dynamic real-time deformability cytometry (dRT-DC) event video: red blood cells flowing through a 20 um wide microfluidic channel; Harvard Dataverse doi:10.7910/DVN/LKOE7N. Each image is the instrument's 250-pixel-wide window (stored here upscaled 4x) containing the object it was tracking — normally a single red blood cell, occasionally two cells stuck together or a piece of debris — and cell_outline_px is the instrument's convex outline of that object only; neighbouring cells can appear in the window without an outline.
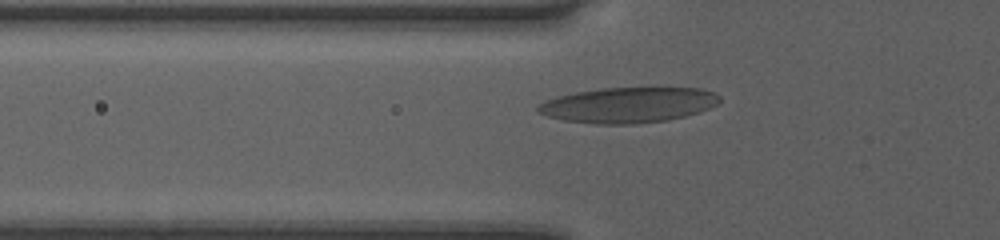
{"species": "human", "species_latin": "Homo sapiens", "temperature_condition": "room temperature", "stored_images_in_passage": 29, "camera_frame_rate_fps": 3000, "um_per_image_px": 0.085, "donor": {"sex": "female"}, "frame": {"image": 1, "passage_image": 2, "time_ms": 0.333, "image_size_px": [1000, 240], "cell_outline_px": [[720, 100], [716, 104], [700, 112], [668, 120], [632, 124], [596, 124], [564, 120], [548, 116], [536, 112], [536, 104], [544, 100], [556, 96], [576, 92], [600, 88], [700, 88], [716, 92], [720, 96]], "centroid_in_image_um": [53.37, 8.92], "position_along_channel_um": 72.4, "area_um2": 37.69}}
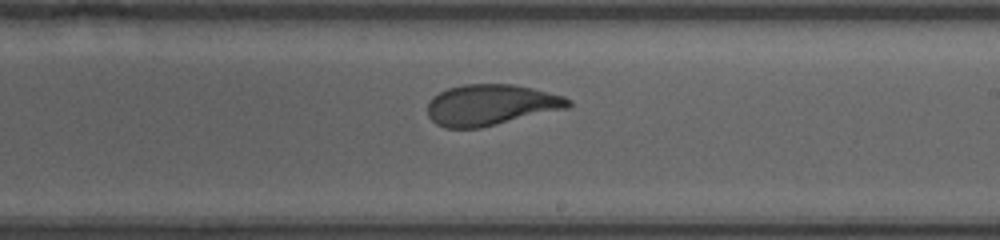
{"frame": {"image": 2, "passage_image": 15, "time_ms": 4.667, "image_size_px": [1000, 240], "cell_outline_px": [[572, 104], [568, 108], [480, 128], [444, 128], [436, 124], [428, 116], [428, 104], [432, 96], [448, 88], [464, 84], [512, 84], [532, 88], [564, 96], [572, 100]], "centroid_in_image_um": [41.72, 8.92], "position_along_channel_um": 247.3, "area_um2": 33.64}}
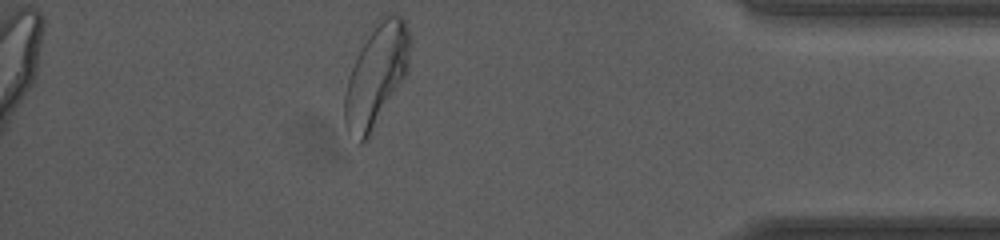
{"frame": {"image": 3, "passage_image": 29, "time_ms": 9.333, "image_size_px": [1000, 240], "cell_outline_px": [[412, 40], [408, 72], [368, 140], [364, 144], [360, 144], [344, 124], [344, 96], [348, 76], [356, 56], [372, 24], [376, 20], [388, 16], [400, 16], [404, 20], [408, 28]], "centroid_in_image_um": [31.99, 6.41], "position_along_channel_um": 403.2, "area_um2": 39.3}, "authors_computed_cell_mechanics": {"area_um2": 34.102, "velocity_mm_per_s": 4.039, "shape_relaxation_time_tau1_ms": 3.3744, "shape_relaxation_time_tau2_ms": 0.878, "deformation_change_tau1": 0.1724, "deformation_change_tau2": 0.079}}